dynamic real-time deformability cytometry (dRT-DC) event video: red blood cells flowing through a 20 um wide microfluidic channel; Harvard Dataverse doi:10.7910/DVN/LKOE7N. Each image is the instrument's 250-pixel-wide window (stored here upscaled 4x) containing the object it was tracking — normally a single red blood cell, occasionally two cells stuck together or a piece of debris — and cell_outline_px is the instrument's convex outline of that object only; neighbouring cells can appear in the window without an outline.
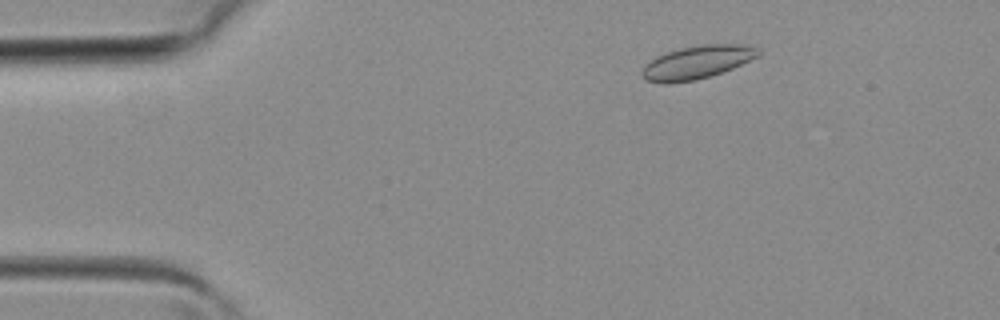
{"species": "common noctule bat (a hibernating species)", "species_latin": "Nyctalus noctula", "temperature_condition": "room temperature", "stored_images_in_passage": 8, "camera_frame_rate_fps": 3000, "um_per_image_px": 0.085, "animal": {"sex": "female", "body_mass_g": 19.3, "forearm_length_mm": 54.1}, "frame": {"image": 1, "passage_image": 3, "time_ms": 0.667, "image_size_px": [1000, 320], "cell_outline_px": [[760, 56], [732, 68], [696, 80], [668, 84], [660, 84], [644, 80], [640, 76], [640, 72], [644, 64], [656, 56], [680, 48], [704, 44], [740, 44], [756, 48], [760, 52]], "centroid_in_image_um": [59.16, 5.31], "position_along_channel_um": 25.8, "area_um2": 22.6}}